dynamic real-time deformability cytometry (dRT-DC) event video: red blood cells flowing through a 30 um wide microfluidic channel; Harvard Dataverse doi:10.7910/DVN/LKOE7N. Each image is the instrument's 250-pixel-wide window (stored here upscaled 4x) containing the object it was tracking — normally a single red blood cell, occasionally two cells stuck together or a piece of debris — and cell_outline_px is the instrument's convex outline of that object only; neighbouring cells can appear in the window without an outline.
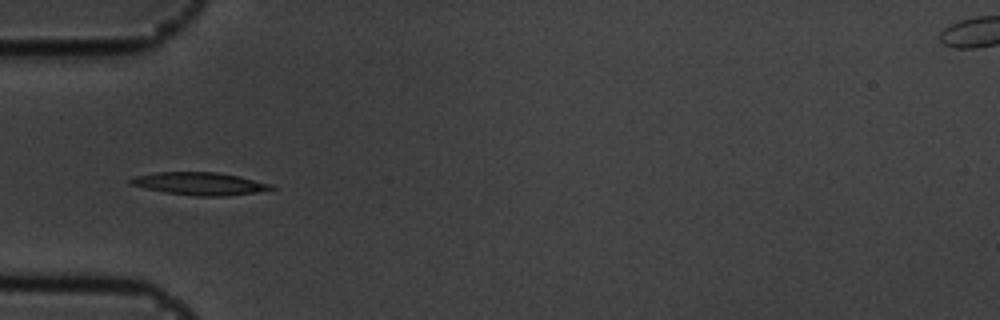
{"species": "common noctule bat (a hibernating species)", "species_latin": "Nyctalus noctula", "temperature_condition": "cold", "stored_images_in_passage": 39, "camera_frame_rate_fps": 3000, "um_per_image_px": 0.085, "animal": {"sex": "male", "body_mass_g": 19.5, "forearm_length_mm": 54.6}, "frame": {"image": 1, "passage_image": 1, "time_ms": 0.0, "image_size_px": [1000, 320], "cell_outline_px": [[276, 188], [256, 192], [228, 196], [192, 196], [164, 192], [132, 184], [128, 180], [136, 176], [156, 172], [216, 172], [240, 176], [272, 184]], "centroid_in_image_um": [17.02, 15.61], "position_along_channel_um": 68.0, "area_um2": 18.5}}
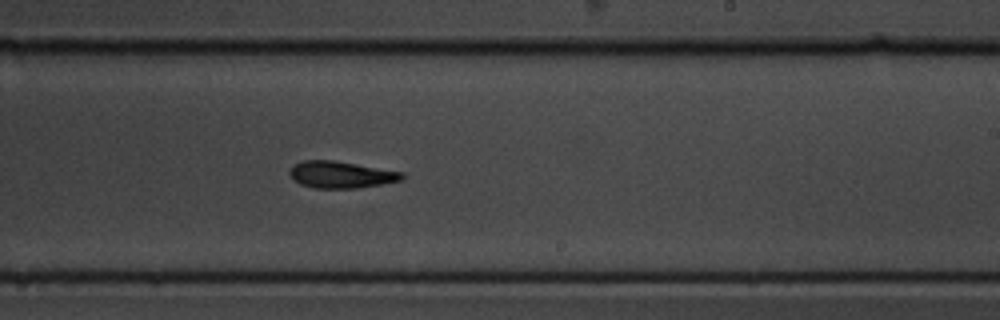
{"frame": {"image": 2, "passage_image": 17, "time_ms": 5.333, "image_size_px": [1000, 320], "cell_outline_px": [[404, 180], [356, 188], [312, 188], [300, 184], [292, 180], [288, 172], [296, 164], [304, 160], [332, 160], [404, 172]], "centroid_in_image_um": [28.98, 14.85], "position_along_channel_um": 260.0, "area_um2": 17.51}}
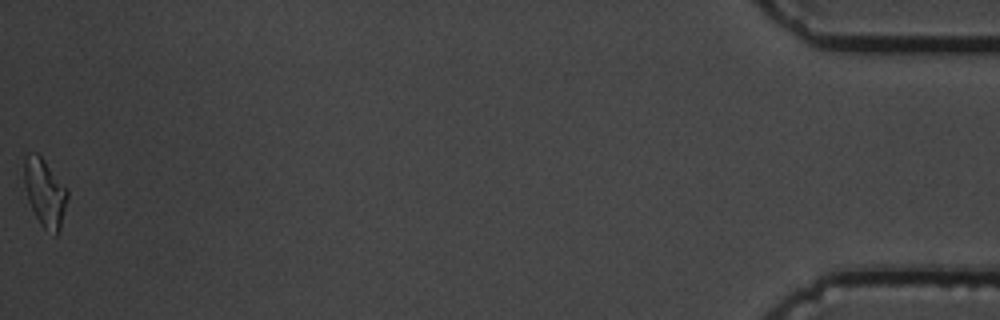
{"frame": {"image": 3, "passage_image": 39, "time_ms": 12.667, "image_size_px": [1000, 320], "cell_outline_px": [[68, 196], [60, 228], [56, 236], [52, 236], [40, 224], [28, 200], [24, 184], [24, 156], [28, 152], [36, 152], [44, 160], [68, 188]], "centroid_in_image_um": [3.81, 16.37], "position_along_channel_um": 431.4, "area_um2": 17.22}, "authors_computed_cell_mechanics": {"area_um2": 17.3978, "velocity_mm_per_s": 3.6108, "shape_relaxation_time_tau1_ms": 8.7171, "shape_relaxation_time_tau2_ms": null, "deformation_change_tau1": 0.2147, "deformation_change_tau2": null}}